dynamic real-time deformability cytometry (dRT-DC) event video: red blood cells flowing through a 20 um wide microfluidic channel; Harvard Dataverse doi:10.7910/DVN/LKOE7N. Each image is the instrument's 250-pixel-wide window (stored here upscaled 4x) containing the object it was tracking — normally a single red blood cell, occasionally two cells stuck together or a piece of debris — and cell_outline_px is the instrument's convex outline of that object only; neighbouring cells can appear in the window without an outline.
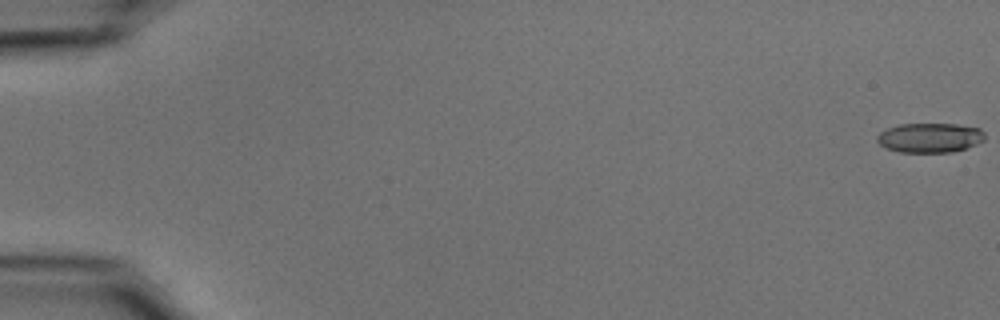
{"species": "common noctule bat (a hibernating species)", "species_latin": "Nyctalus noctula", "temperature_condition": "cold", "stored_images_in_passage": 55, "camera_frame_rate_fps": 3000, "um_per_image_px": 0.085, "animal": {"sex": "male", "body_mass_g": 15.6}, "frame": {"image": 1, "passage_image": 1, "time_ms": 0.0, "image_size_px": [1000, 320], "cell_outline_px": [[984, 140], [976, 144], [952, 152], [900, 152], [888, 148], [880, 144], [876, 140], [876, 136], [880, 132], [888, 128], [900, 124], [956, 124], [980, 128], [984, 132]], "centroid_in_image_um": [79.03, 11.7], "position_along_channel_um": 6.0, "area_um2": 18.44}}
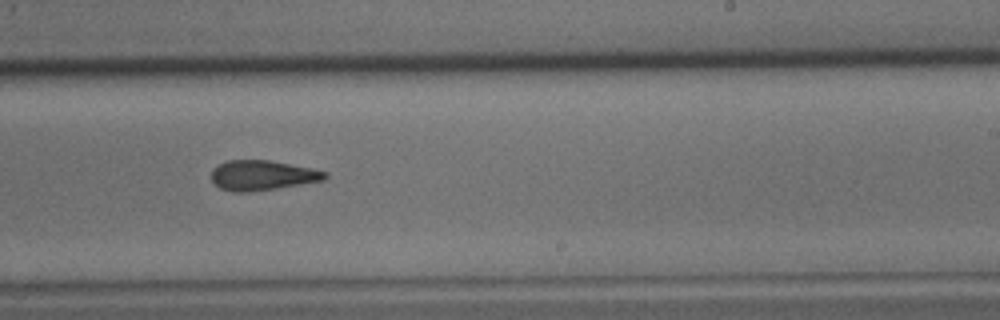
{"frame": {"image": 2, "passage_image": 35, "time_ms": 11.333, "image_size_px": [1000, 320], "cell_outline_px": [[328, 176], [324, 180], [276, 188], [248, 192], [232, 192], [220, 188], [212, 180], [212, 168], [216, 164], [228, 160], [268, 160], [328, 172]], "centroid_in_image_um": [22.25, 14.9], "position_along_channel_um": 266.8, "area_um2": 19.65}}
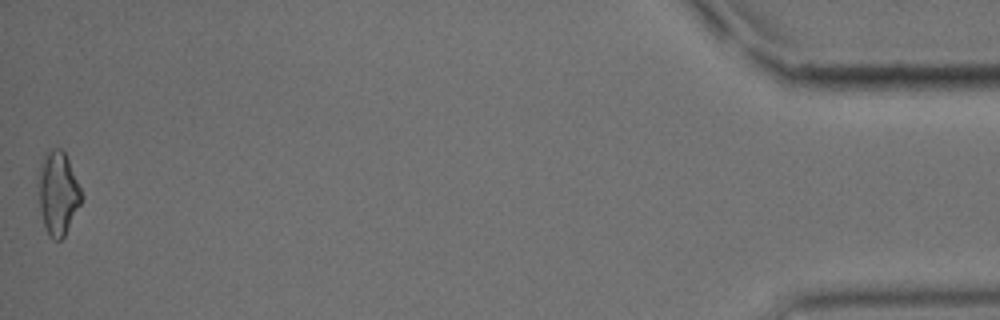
{"frame": {"image": 3, "passage_image": 55, "time_ms": 18.0, "image_size_px": [1000, 320], "cell_outline_px": [[80, 204], [64, 236], [60, 240], [56, 240], [48, 236], [44, 224], [40, 208], [40, 176], [44, 152], [52, 148], [60, 148], [64, 152], [68, 160], [80, 188]], "centroid_in_image_um": [4.93, 16.43], "position_along_channel_um": 430.3, "area_um2": 20.0}, "authors_computed_cell_mechanics": {"area_um2": 19.8254, "velocity_mm_per_s": 3.7524, "shape_relaxation_time_tau1_ms": null, "shape_relaxation_time_tau2_ms": 4.2298, "deformation_change_tau1": null, "deformation_change_tau2": 0.1422}}